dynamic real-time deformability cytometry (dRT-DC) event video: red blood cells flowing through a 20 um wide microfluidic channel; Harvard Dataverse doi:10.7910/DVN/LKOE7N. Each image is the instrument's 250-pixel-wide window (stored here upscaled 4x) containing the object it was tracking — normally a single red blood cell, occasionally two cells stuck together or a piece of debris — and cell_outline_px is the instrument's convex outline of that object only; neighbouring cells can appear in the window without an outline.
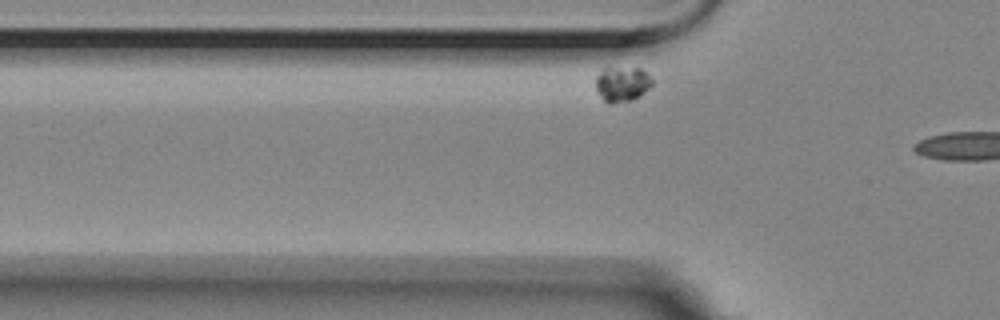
{"species": "Egyptian fruit bat (a non-hibernating species)", "species_latin": "Rousettus aegyptiacus", "temperature_condition": "room temperature", "stored_images_in_passage": 6, "camera_frame_rate_fps": 3000, "um_per_image_px": 0.085, "animal": {"sex": "female"}, "frame": {"image": 1, "passage_image": 6, "time_ms": 1.667, "image_size_px": [1000, 320], "cell_outline_px": [[652, 84], [640, 96], [632, 100], [612, 104], [608, 104], [600, 96], [596, 88], [596, 76], [604, 68], [640, 68], [652, 80]], "centroid_in_image_um": [52.85, 7.16], "position_along_channel_um": 72.9, "area_um2": 11.39}}